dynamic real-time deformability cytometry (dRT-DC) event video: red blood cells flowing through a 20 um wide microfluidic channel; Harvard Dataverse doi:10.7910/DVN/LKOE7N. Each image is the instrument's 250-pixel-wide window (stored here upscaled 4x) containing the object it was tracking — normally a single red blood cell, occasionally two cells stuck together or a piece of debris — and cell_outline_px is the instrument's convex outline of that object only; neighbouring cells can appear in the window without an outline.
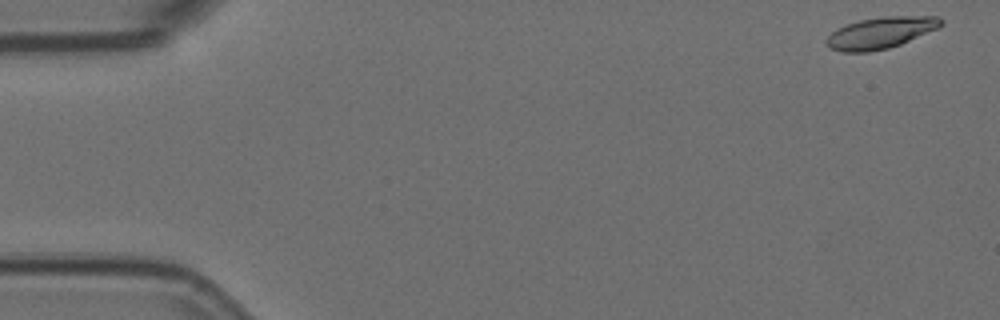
{"species": "Egyptian fruit bat (a non-hibernating species)", "species_latin": "Rousettus aegyptiacus", "temperature_condition": "room temperature", "stored_images_in_passage": 16, "camera_frame_rate_fps": 3000, "um_per_image_px": 0.085, "animal": {"sex": "female"}, "frame": {"image": 1, "passage_image": 1, "time_ms": 0.0, "image_size_px": [1000, 320], "cell_outline_px": [[944, 24], [936, 28], [900, 44], [888, 48], [868, 52], [844, 52], [828, 48], [824, 40], [836, 28], [860, 20], [884, 16], [940, 16], [944, 20]], "centroid_in_image_um": [74.82, 2.78], "position_along_channel_um": 10.2, "area_um2": 20.92}}
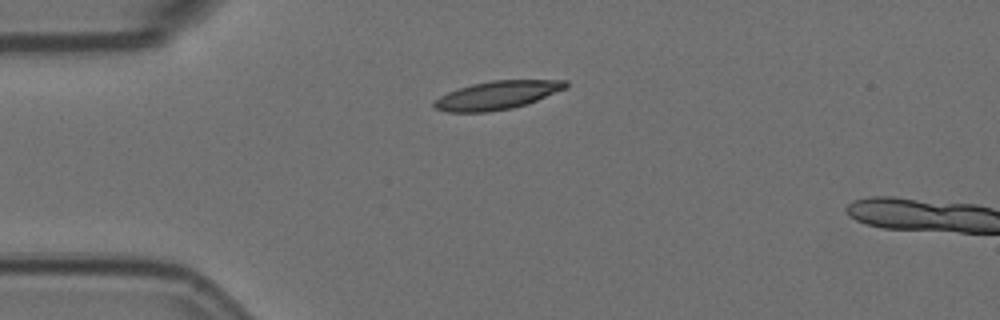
{"frame": {"image": 2, "passage_image": 13, "time_ms": 4.0, "image_size_px": [1000, 320], "cell_outline_px": [[568, 88], [528, 104], [512, 108], [488, 112], [448, 112], [432, 108], [432, 104], [440, 96], [448, 92], [472, 84], [492, 80], [568, 80]], "centroid_in_image_um": [42.29, 8.09], "position_along_channel_um": 42.7, "area_um2": 21.91}}